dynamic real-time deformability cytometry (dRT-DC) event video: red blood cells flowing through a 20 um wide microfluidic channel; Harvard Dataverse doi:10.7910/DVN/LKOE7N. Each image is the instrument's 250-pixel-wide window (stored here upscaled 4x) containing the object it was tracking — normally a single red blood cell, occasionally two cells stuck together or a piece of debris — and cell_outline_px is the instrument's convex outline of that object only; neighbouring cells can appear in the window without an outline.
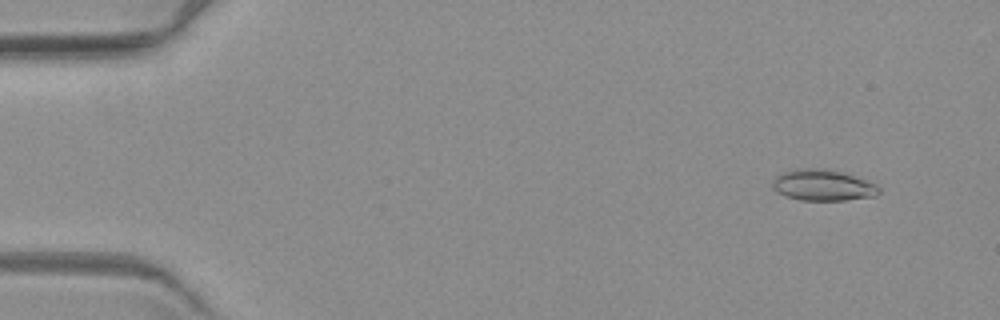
{"species": "common noctule bat (a hibernating species)", "species_latin": "Nyctalus noctula", "temperature_condition": "warm", "stored_images_in_passage": 4, "camera_frame_rate_fps": 3000, "um_per_image_px": 0.085, "animal": {"sex": "female", "body_mass_g": 19.3, "forearm_length_mm": 54.1}, "frame": {"image": 1, "passage_image": 4, "time_ms": 5.333, "image_size_px": [1000, 320], "cell_outline_px": [[880, 192], [876, 196], [844, 200], [800, 200], [784, 196], [772, 188], [772, 180], [776, 176], [792, 168], [820, 168], [840, 172], [876, 184], [880, 188]], "centroid_in_image_um": [69.9, 15.74], "position_along_channel_um": 15.1, "area_um2": 19.25}}